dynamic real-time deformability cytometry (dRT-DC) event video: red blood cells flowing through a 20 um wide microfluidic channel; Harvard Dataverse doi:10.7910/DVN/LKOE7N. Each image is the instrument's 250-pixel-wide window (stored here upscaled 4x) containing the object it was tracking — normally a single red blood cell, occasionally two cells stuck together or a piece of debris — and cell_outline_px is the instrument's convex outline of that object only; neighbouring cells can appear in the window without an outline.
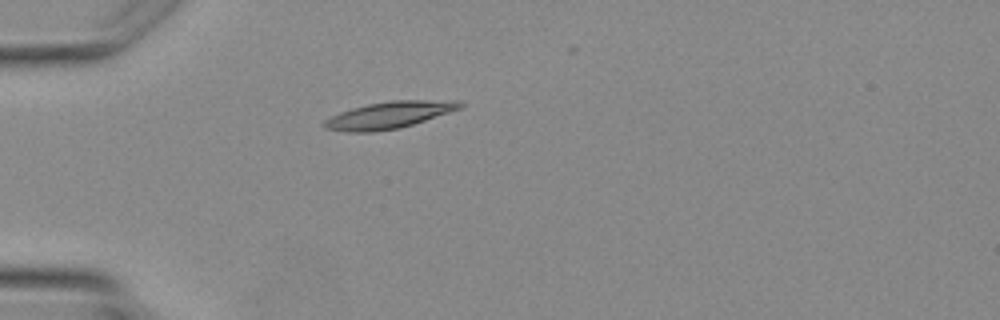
{"species": "Egyptian fruit bat (a non-hibernating species)", "species_latin": "Rousettus aegyptiacus", "temperature_condition": "warm", "stored_images_in_passage": 3, "camera_frame_rate_fps": 3000, "um_per_image_px": 0.085, "animal": {"sex": "female"}, "frame": {"image": 1, "passage_image": 3, "time_ms": 2.333, "image_size_px": [1000, 320], "cell_outline_px": [[464, 108], [400, 128], [372, 132], [348, 132], [324, 128], [324, 120], [340, 112], [352, 108], [368, 104], [392, 100], [460, 100], [464, 104]], "centroid_in_image_um": [33.14, 9.77], "position_along_channel_um": 51.9, "area_um2": 21.33}}